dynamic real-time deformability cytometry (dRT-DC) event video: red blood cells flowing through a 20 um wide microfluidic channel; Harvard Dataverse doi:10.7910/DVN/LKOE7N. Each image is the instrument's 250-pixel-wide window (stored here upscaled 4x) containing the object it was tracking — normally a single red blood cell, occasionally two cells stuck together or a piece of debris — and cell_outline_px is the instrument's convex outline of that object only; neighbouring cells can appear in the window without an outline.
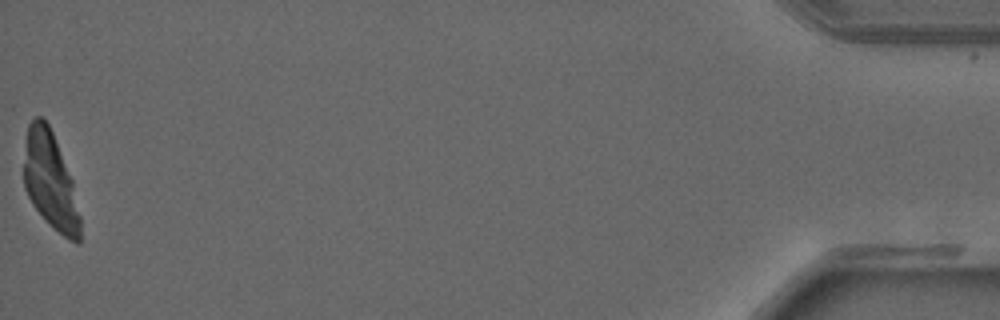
{"species": "common noctule bat (a hibernating species)", "species_latin": "Nyctalus noctula", "temperature_condition": "warm", "stored_images_in_passage": 42, "camera_frame_rate_fps": 3000, "um_per_image_px": 0.085, "animal": {"sex": "male", "forearm_length_mm": 52.5}, "frame": {"image": 1, "passage_image": 42, "time_ms": 13.667, "image_size_px": [1000, 320], "cell_outline_px": [[80, 244], [76, 244], [68, 240], [32, 204], [24, 188], [24, 164], [28, 124], [36, 116], [40, 116], [48, 124], [52, 132], [72, 180], [80, 216]], "centroid_in_image_um": [4.28, 15.37], "position_along_channel_um": 430.9, "area_um2": 31.04}}